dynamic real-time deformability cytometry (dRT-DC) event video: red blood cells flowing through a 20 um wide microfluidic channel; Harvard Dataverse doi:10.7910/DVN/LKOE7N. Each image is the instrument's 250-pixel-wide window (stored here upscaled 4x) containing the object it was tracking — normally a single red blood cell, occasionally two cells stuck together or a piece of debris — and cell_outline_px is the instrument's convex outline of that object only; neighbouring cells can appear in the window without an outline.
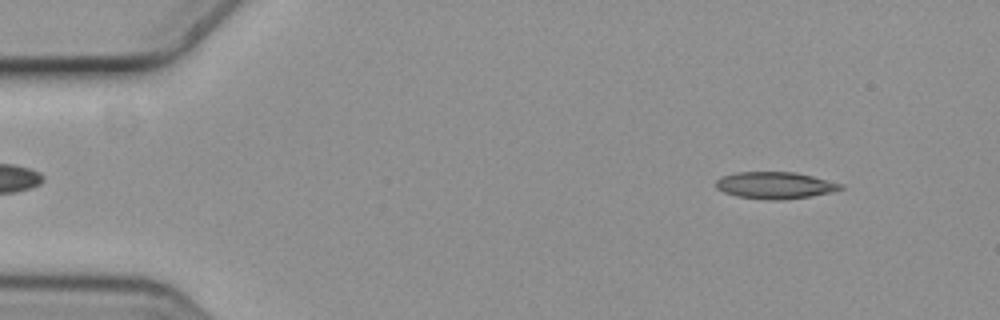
{"species": "common noctule bat (a hibernating species)", "species_latin": "Nyctalus noctula", "temperature_condition": "cold", "stored_images_in_passage": 4, "camera_frame_rate_fps": 3000, "um_per_image_px": 0.085, "animal": {"sex": "female", "body_mass_g": 19.3, "forearm_length_mm": 54.1}, "frame": {"image": 1, "passage_image": 1, "time_ms": 0.0, "image_size_px": [1000, 320], "cell_outline_px": [[844, 188], [832, 192], [784, 200], [768, 200], [736, 196], [724, 192], [716, 188], [716, 180], [720, 176], [736, 172], [792, 172], [812, 176], [844, 184]], "centroid_in_image_um": [65.86, 15.75], "position_along_channel_um": 19.1, "area_um2": 19.54}}
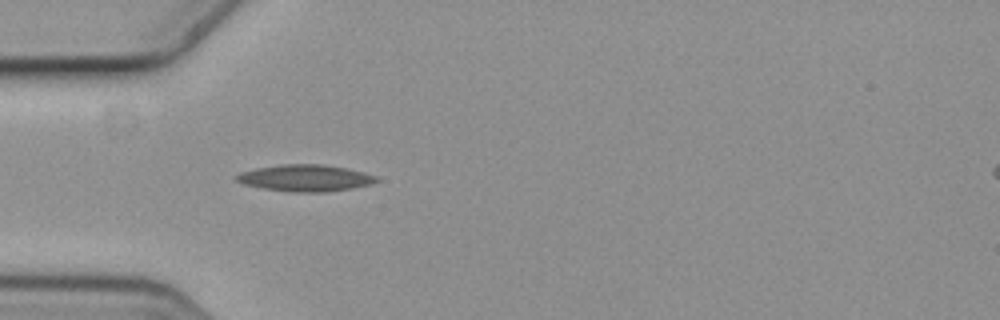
{"frame": {"image": 2, "passage_image": 4, "time_ms": 1.0, "image_size_px": [1000, 320], "cell_outline_px": [[380, 180], [368, 184], [352, 188], [328, 192], [292, 192], [264, 188], [244, 184], [236, 180], [236, 176], [240, 172], [256, 168], [284, 164], [320, 164], [344, 168], [364, 172], [376, 176]], "centroid_in_image_um": [25.95, 15.13], "position_along_channel_um": 59.1, "area_um2": 21.5}}